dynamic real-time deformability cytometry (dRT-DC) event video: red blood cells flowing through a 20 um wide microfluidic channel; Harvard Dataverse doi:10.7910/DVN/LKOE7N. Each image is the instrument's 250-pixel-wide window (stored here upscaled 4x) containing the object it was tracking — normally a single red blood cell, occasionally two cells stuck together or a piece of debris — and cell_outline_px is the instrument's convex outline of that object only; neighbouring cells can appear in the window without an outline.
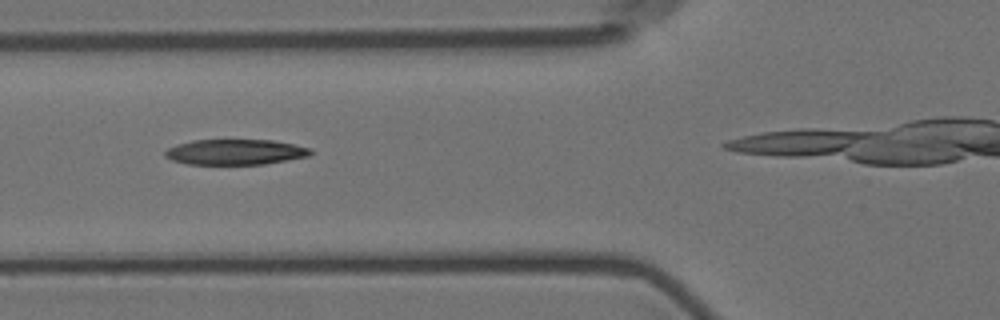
{"species": "Egyptian fruit bat (a non-hibernating species)", "species_latin": "Rousettus aegyptiacus", "temperature_condition": "room temperature", "stored_images_in_passage": 7, "camera_frame_rate_fps": 3000, "um_per_image_px": 0.085, "animal": {"sex": "female"}, "frame": {"image": 1, "passage_image": 3, "time_ms": 2.333, "image_size_px": [1000, 320], "cell_outline_px": [[312, 152], [308, 156], [264, 164], [188, 164], [172, 160], [164, 156], [164, 152], [168, 148], [176, 144], [192, 140], [272, 140], [312, 148]], "centroid_in_image_um": [19.97, 12.92], "position_along_channel_um": 105.8, "area_um2": 21.5}}
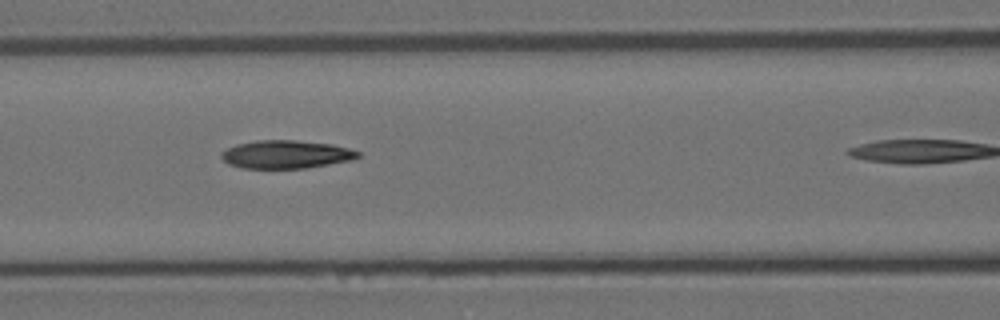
{"frame": {"image": 2, "passage_image": 4, "time_ms": 3.333, "image_size_px": [1000, 320], "cell_outline_px": [[360, 156], [352, 160], [304, 168], [240, 168], [228, 164], [220, 156], [220, 152], [236, 144], [256, 140], [296, 140], [332, 144], [348, 148], [360, 152]], "centroid_in_image_um": [24.29, 13.12], "position_along_channel_um": 142.3, "area_um2": 22.43}}